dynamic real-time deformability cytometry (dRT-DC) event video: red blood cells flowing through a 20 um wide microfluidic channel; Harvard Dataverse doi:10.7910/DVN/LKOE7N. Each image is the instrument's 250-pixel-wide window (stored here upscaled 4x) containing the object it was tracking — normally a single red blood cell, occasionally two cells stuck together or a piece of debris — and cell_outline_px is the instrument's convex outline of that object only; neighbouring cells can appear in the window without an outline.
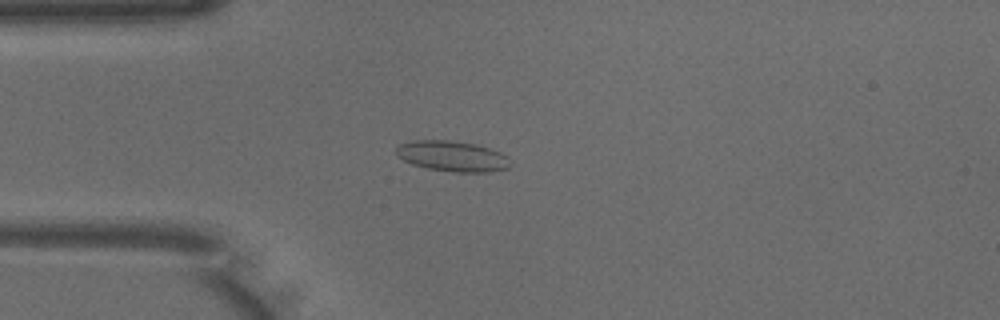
{"species": "common noctule bat (a hibernating species)", "species_latin": "Nyctalus noctula", "temperature_condition": "warm", "stored_images_in_passage": 49, "camera_frame_rate_fps": 3000, "um_per_image_px": 0.085, "animal": {"sex": "male", "body_mass_g": 18.8}, "frame": {"image": 1, "passage_image": 12, "time_ms": 3.667, "image_size_px": [1000, 320], "cell_outline_px": [[512, 164], [508, 168], [488, 172], [456, 172], [428, 168], [412, 164], [396, 156], [396, 148], [400, 144], [412, 140], [448, 140], [476, 144], [500, 152], [508, 156]], "centroid_in_image_um": [38.46, 13.27], "position_along_channel_um": 46.5, "area_um2": 20.35}}
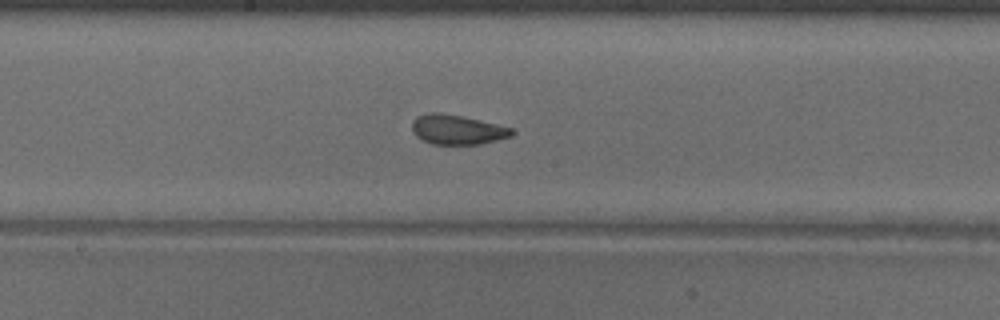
{"frame": {"image": 2, "passage_image": 25, "time_ms": 8.0, "image_size_px": [1000, 320], "cell_outline_px": [[516, 132], [512, 136], [480, 144], [432, 144], [416, 136], [412, 132], [412, 120], [416, 116], [432, 112], [436, 112], [460, 116], [480, 120], [512, 128]], "centroid_in_image_um": [38.86, 11.02], "position_along_channel_um": 209.3, "area_um2": 17.17}}
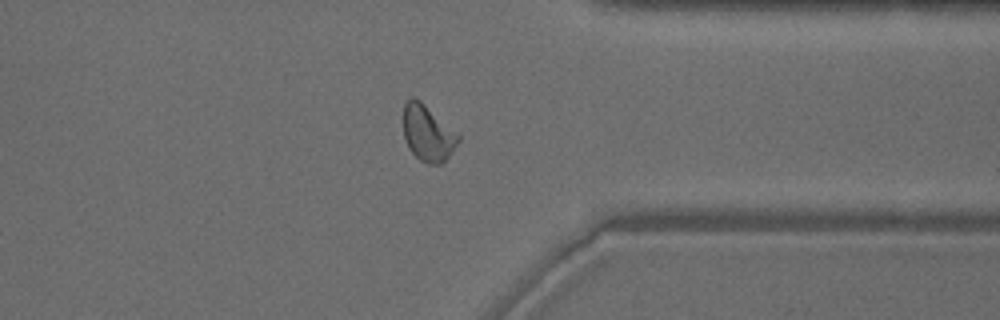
{"frame": {"image": 3, "passage_image": 38, "time_ms": 12.333, "image_size_px": [1000, 320], "cell_outline_px": [[460, 140], [448, 156], [440, 164], [428, 164], [420, 160], [408, 148], [404, 140], [404, 104], [412, 96], [420, 100], [460, 136]], "centroid_in_image_um": [36.33, 11.33], "position_along_channel_um": 375.1, "area_um2": 17.63}, "authors_computed_cell_mechanics": {"area_um2": 17.918, "velocity_mm_per_s": 3.9868, "shape_relaxation_time_tau1_ms": 9.5337, "shape_relaxation_time_tau2_ms": 1.1504, "deformation_change_tau1": 0.2067, "deformation_change_tau2": 0.0606}}